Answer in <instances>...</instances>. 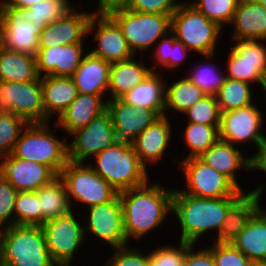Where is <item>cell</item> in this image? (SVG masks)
<instances>
[{
	"label": "cell",
	"mask_w": 266,
	"mask_h": 266,
	"mask_svg": "<svg viewBox=\"0 0 266 266\" xmlns=\"http://www.w3.org/2000/svg\"><path fill=\"white\" fill-rule=\"evenodd\" d=\"M173 191L156 184L148 186L147 182L118 193L127 240L130 236L140 238L163 222L168 211H172Z\"/></svg>",
	"instance_id": "cell-1"
},
{
	"label": "cell",
	"mask_w": 266,
	"mask_h": 266,
	"mask_svg": "<svg viewBox=\"0 0 266 266\" xmlns=\"http://www.w3.org/2000/svg\"><path fill=\"white\" fill-rule=\"evenodd\" d=\"M239 197L198 198L175 189L172 211L181 224L180 241L194 244L208 230H220L228 209Z\"/></svg>",
	"instance_id": "cell-2"
},
{
	"label": "cell",
	"mask_w": 266,
	"mask_h": 266,
	"mask_svg": "<svg viewBox=\"0 0 266 266\" xmlns=\"http://www.w3.org/2000/svg\"><path fill=\"white\" fill-rule=\"evenodd\" d=\"M0 266H56L41 226L13 225L3 229Z\"/></svg>",
	"instance_id": "cell-3"
},
{
	"label": "cell",
	"mask_w": 266,
	"mask_h": 266,
	"mask_svg": "<svg viewBox=\"0 0 266 266\" xmlns=\"http://www.w3.org/2000/svg\"><path fill=\"white\" fill-rule=\"evenodd\" d=\"M92 169L118 193L140 187L149 180L146 167L132 146L115 143L96 155Z\"/></svg>",
	"instance_id": "cell-4"
},
{
	"label": "cell",
	"mask_w": 266,
	"mask_h": 266,
	"mask_svg": "<svg viewBox=\"0 0 266 266\" xmlns=\"http://www.w3.org/2000/svg\"><path fill=\"white\" fill-rule=\"evenodd\" d=\"M47 123H28L15 143L12 155L50 167L60 175L68 163V145L54 137Z\"/></svg>",
	"instance_id": "cell-5"
},
{
	"label": "cell",
	"mask_w": 266,
	"mask_h": 266,
	"mask_svg": "<svg viewBox=\"0 0 266 266\" xmlns=\"http://www.w3.org/2000/svg\"><path fill=\"white\" fill-rule=\"evenodd\" d=\"M222 27L215 21L209 20L195 6L180 2L172 14L171 31L175 39L182 42L189 50H196L207 58L214 55L217 37Z\"/></svg>",
	"instance_id": "cell-6"
},
{
	"label": "cell",
	"mask_w": 266,
	"mask_h": 266,
	"mask_svg": "<svg viewBox=\"0 0 266 266\" xmlns=\"http://www.w3.org/2000/svg\"><path fill=\"white\" fill-rule=\"evenodd\" d=\"M108 15L120 27L133 54L136 50H146L171 31L172 15L138 13L127 8L113 10Z\"/></svg>",
	"instance_id": "cell-7"
},
{
	"label": "cell",
	"mask_w": 266,
	"mask_h": 266,
	"mask_svg": "<svg viewBox=\"0 0 266 266\" xmlns=\"http://www.w3.org/2000/svg\"><path fill=\"white\" fill-rule=\"evenodd\" d=\"M66 186L68 200L74 198L89 206L112 201L118 192L99 176L91 166L68 161L59 175Z\"/></svg>",
	"instance_id": "cell-8"
},
{
	"label": "cell",
	"mask_w": 266,
	"mask_h": 266,
	"mask_svg": "<svg viewBox=\"0 0 266 266\" xmlns=\"http://www.w3.org/2000/svg\"><path fill=\"white\" fill-rule=\"evenodd\" d=\"M41 228L54 264L70 266L74 252L82 244L85 236V229L77 222L72 210L66 215L45 221Z\"/></svg>",
	"instance_id": "cell-9"
},
{
	"label": "cell",
	"mask_w": 266,
	"mask_h": 266,
	"mask_svg": "<svg viewBox=\"0 0 266 266\" xmlns=\"http://www.w3.org/2000/svg\"><path fill=\"white\" fill-rule=\"evenodd\" d=\"M0 103L5 111L28 123H45L41 77L28 82H0Z\"/></svg>",
	"instance_id": "cell-10"
},
{
	"label": "cell",
	"mask_w": 266,
	"mask_h": 266,
	"mask_svg": "<svg viewBox=\"0 0 266 266\" xmlns=\"http://www.w3.org/2000/svg\"><path fill=\"white\" fill-rule=\"evenodd\" d=\"M187 178L188 194L198 198H221L241 196L240 190L228 177L205 164L199 158L184 159L181 162Z\"/></svg>",
	"instance_id": "cell-11"
},
{
	"label": "cell",
	"mask_w": 266,
	"mask_h": 266,
	"mask_svg": "<svg viewBox=\"0 0 266 266\" xmlns=\"http://www.w3.org/2000/svg\"><path fill=\"white\" fill-rule=\"evenodd\" d=\"M71 135L76 138L68 144V161L76 163H85L90 155L96 156L116 143L115 130L107 110Z\"/></svg>",
	"instance_id": "cell-12"
},
{
	"label": "cell",
	"mask_w": 266,
	"mask_h": 266,
	"mask_svg": "<svg viewBox=\"0 0 266 266\" xmlns=\"http://www.w3.org/2000/svg\"><path fill=\"white\" fill-rule=\"evenodd\" d=\"M115 130L116 143L133 146L135 138L160 115L154 109L133 107L121 99L106 100Z\"/></svg>",
	"instance_id": "cell-13"
},
{
	"label": "cell",
	"mask_w": 266,
	"mask_h": 266,
	"mask_svg": "<svg viewBox=\"0 0 266 266\" xmlns=\"http://www.w3.org/2000/svg\"><path fill=\"white\" fill-rule=\"evenodd\" d=\"M262 113L253 106L221 113L219 139L231 144L253 141L258 147L266 138L260 133Z\"/></svg>",
	"instance_id": "cell-14"
},
{
	"label": "cell",
	"mask_w": 266,
	"mask_h": 266,
	"mask_svg": "<svg viewBox=\"0 0 266 266\" xmlns=\"http://www.w3.org/2000/svg\"><path fill=\"white\" fill-rule=\"evenodd\" d=\"M233 45L226 78L260 84L266 73V47L259 40H240Z\"/></svg>",
	"instance_id": "cell-15"
},
{
	"label": "cell",
	"mask_w": 266,
	"mask_h": 266,
	"mask_svg": "<svg viewBox=\"0 0 266 266\" xmlns=\"http://www.w3.org/2000/svg\"><path fill=\"white\" fill-rule=\"evenodd\" d=\"M4 48L36 56L42 30L23 19V8L2 6Z\"/></svg>",
	"instance_id": "cell-16"
},
{
	"label": "cell",
	"mask_w": 266,
	"mask_h": 266,
	"mask_svg": "<svg viewBox=\"0 0 266 266\" xmlns=\"http://www.w3.org/2000/svg\"><path fill=\"white\" fill-rule=\"evenodd\" d=\"M94 25L97 26L95 39L99 47L90 51L92 55L110 64L134 57L120 27L108 14L93 13L88 24V33Z\"/></svg>",
	"instance_id": "cell-17"
},
{
	"label": "cell",
	"mask_w": 266,
	"mask_h": 266,
	"mask_svg": "<svg viewBox=\"0 0 266 266\" xmlns=\"http://www.w3.org/2000/svg\"><path fill=\"white\" fill-rule=\"evenodd\" d=\"M85 231L101 238L113 248L127 246L123 227V211L119 194L110 202L89 207V223Z\"/></svg>",
	"instance_id": "cell-18"
},
{
	"label": "cell",
	"mask_w": 266,
	"mask_h": 266,
	"mask_svg": "<svg viewBox=\"0 0 266 266\" xmlns=\"http://www.w3.org/2000/svg\"><path fill=\"white\" fill-rule=\"evenodd\" d=\"M0 165L2 176L18 191H36L58 175L48 166L34 161L4 156Z\"/></svg>",
	"instance_id": "cell-19"
},
{
	"label": "cell",
	"mask_w": 266,
	"mask_h": 266,
	"mask_svg": "<svg viewBox=\"0 0 266 266\" xmlns=\"http://www.w3.org/2000/svg\"><path fill=\"white\" fill-rule=\"evenodd\" d=\"M93 13L70 11L63 18L48 24L39 37V48L82 43L88 34V24Z\"/></svg>",
	"instance_id": "cell-20"
},
{
	"label": "cell",
	"mask_w": 266,
	"mask_h": 266,
	"mask_svg": "<svg viewBox=\"0 0 266 266\" xmlns=\"http://www.w3.org/2000/svg\"><path fill=\"white\" fill-rule=\"evenodd\" d=\"M82 46V43H76L39 48L35 56L39 76L42 71V76L72 77L84 58Z\"/></svg>",
	"instance_id": "cell-21"
},
{
	"label": "cell",
	"mask_w": 266,
	"mask_h": 266,
	"mask_svg": "<svg viewBox=\"0 0 266 266\" xmlns=\"http://www.w3.org/2000/svg\"><path fill=\"white\" fill-rule=\"evenodd\" d=\"M262 190L260 186L248 194L243 193L230 206L219 230L218 243H232L244 229L252 215L260 208L258 202L261 198Z\"/></svg>",
	"instance_id": "cell-22"
},
{
	"label": "cell",
	"mask_w": 266,
	"mask_h": 266,
	"mask_svg": "<svg viewBox=\"0 0 266 266\" xmlns=\"http://www.w3.org/2000/svg\"><path fill=\"white\" fill-rule=\"evenodd\" d=\"M231 23L236 41L266 40V9L256 0H240Z\"/></svg>",
	"instance_id": "cell-23"
},
{
	"label": "cell",
	"mask_w": 266,
	"mask_h": 266,
	"mask_svg": "<svg viewBox=\"0 0 266 266\" xmlns=\"http://www.w3.org/2000/svg\"><path fill=\"white\" fill-rule=\"evenodd\" d=\"M169 124L166 115L160 116L135 138L132 147L145 167L147 161L156 163L162 158L170 140Z\"/></svg>",
	"instance_id": "cell-24"
},
{
	"label": "cell",
	"mask_w": 266,
	"mask_h": 266,
	"mask_svg": "<svg viewBox=\"0 0 266 266\" xmlns=\"http://www.w3.org/2000/svg\"><path fill=\"white\" fill-rule=\"evenodd\" d=\"M110 63L87 53L72 75L78 93L104 95L109 87Z\"/></svg>",
	"instance_id": "cell-25"
},
{
	"label": "cell",
	"mask_w": 266,
	"mask_h": 266,
	"mask_svg": "<svg viewBox=\"0 0 266 266\" xmlns=\"http://www.w3.org/2000/svg\"><path fill=\"white\" fill-rule=\"evenodd\" d=\"M232 244L252 263L266 262V213L262 212L261 207L252 215Z\"/></svg>",
	"instance_id": "cell-26"
},
{
	"label": "cell",
	"mask_w": 266,
	"mask_h": 266,
	"mask_svg": "<svg viewBox=\"0 0 266 266\" xmlns=\"http://www.w3.org/2000/svg\"><path fill=\"white\" fill-rule=\"evenodd\" d=\"M106 110V101L100 95L81 94L58 117L57 125L69 134L86 126Z\"/></svg>",
	"instance_id": "cell-27"
},
{
	"label": "cell",
	"mask_w": 266,
	"mask_h": 266,
	"mask_svg": "<svg viewBox=\"0 0 266 266\" xmlns=\"http://www.w3.org/2000/svg\"><path fill=\"white\" fill-rule=\"evenodd\" d=\"M199 159L224 174L242 190L237 183L235 172L242 167L249 169L250 158H244L239 149L235 148V145L218 139Z\"/></svg>",
	"instance_id": "cell-28"
},
{
	"label": "cell",
	"mask_w": 266,
	"mask_h": 266,
	"mask_svg": "<svg viewBox=\"0 0 266 266\" xmlns=\"http://www.w3.org/2000/svg\"><path fill=\"white\" fill-rule=\"evenodd\" d=\"M41 84L47 123L51 114L59 117L79 93L72 77L41 76Z\"/></svg>",
	"instance_id": "cell-29"
},
{
	"label": "cell",
	"mask_w": 266,
	"mask_h": 266,
	"mask_svg": "<svg viewBox=\"0 0 266 266\" xmlns=\"http://www.w3.org/2000/svg\"><path fill=\"white\" fill-rule=\"evenodd\" d=\"M165 84L152 71L141 83L120 99L135 107L154 109L160 116L165 115Z\"/></svg>",
	"instance_id": "cell-30"
},
{
	"label": "cell",
	"mask_w": 266,
	"mask_h": 266,
	"mask_svg": "<svg viewBox=\"0 0 266 266\" xmlns=\"http://www.w3.org/2000/svg\"><path fill=\"white\" fill-rule=\"evenodd\" d=\"M152 71L143 63L134 61L133 57L111 64L108 87L111 90V99H120L141 83Z\"/></svg>",
	"instance_id": "cell-31"
},
{
	"label": "cell",
	"mask_w": 266,
	"mask_h": 266,
	"mask_svg": "<svg viewBox=\"0 0 266 266\" xmlns=\"http://www.w3.org/2000/svg\"><path fill=\"white\" fill-rule=\"evenodd\" d=\"M39 77L35 56L0 49V82H28Z\"/></svg>",
	"instance_id": "cell-32"
},
{
	"label": "cell",
	"mask_w": 266,
	"mask_h": 266,
	"mask_svg": "<svg viewBox=\"0 0 266 266\" xmlns=\"http://www.w3.org/2000/svg\"><path fill=\"white\" fill-rule=\"evenodd\" d=\"M36 193L40 200L41 225L49 219L66 215L72 210L65 183L59 175L36 190Z\"/></svg>",
	"instance_id": "cell-33"
},
{
	"label": "cell",
	"mask_w": 266,
	"mask_h": 266,
	"mask_svg": "<svg viewBox=\"0 0 266 266\" xmlns=\"http://www.w3.org/2000/svg\"><path fill=\"white\" fill-rule=\"evenodd\" d=\"M67 0H41L27 8H23V19L33 22L34 26L43 30L48 24L63 18L73 8Z\"/></svg>",
	"instance_id": "cell-34"
},
{
	"label": "cell",
	"mask_w": 266,
	"mask_h": 266,
	"mask_svg": "<svg viewBox=\"0 0 266 266\" xmlns=\"http://www.w3.org/2000/svg\"><path fill=\"white\" fill-rule=\"evenodd\" d=\"M206 94L188 78L173 83L165 89V110L173 108L183 113L200 101Z\"/></svg>",
	"instance_id": "cell-35"
},
{
	"label": "cell",
	"mask_w": 266,
	"mask_h": 266,
	"mask_svg": "<svg viewBox=\"0 0 266 266\" xmlns=\"http://www.w3.org/2000/svg\"><path fill=\"white\" fill-rule=\"evenodd\" d=\"M249 84L250 83L241 80L231 78L225 79L224 84L216 94L217 103L221 113L243 108L252 104V95Z\"/></svg>",
	"instance_id": "cell-36"
},
{
	"label": "cell",
	"mask_w": 266,
	"mask_h": 266,
	"mask_svg": "<svg viewBox=\"0 0 266 266\" xmlns=\"http://www.w3.org/2000/svg\"><path fill=\"white\" fill-rule=\"evenodd\" d=\"M187 123L185 140L191 151L185 159L199 158L219 139V126Z\"/></svg>",
	"instance_id": "cell-37"
},
{
	"label": "cell",
	"mask_w": 266,
	"mask_h": 266,
	"mask_svg": "<svg viewBox=\"0 0 266 266\" xmlns=\"http://www.w3.org/2000/svg\"><path fill=\"white\" fill-rule=\"evenodd\" d=\"M15 225L41 226L40 200L36 191L18 192L14 206Z\"/></svg>",
	"instance_id": "cell-38"
},
{
	"label": "cell",
	"mask_w": 266,
	"mask_h": 266,
	"mask_svg": "<svg viewBox=\"0 0 266 266\" xmlns=\"http://www.w3.org/2000/svg\"><path fill=\"white\" fill-rule=\"evenodd\" d=\"M28 122L21 116L5 111L0 116V155H10Z\"/></svg>",
	"instance_id": "cell-39"
},
{
	"label": "cell",
	"mask_w": 266,
	"mask_h": 266,
	"mask_svg": "<svg viewBox=\"0 0 266 266\" xmlns=\"http://www.w3.org/2000/svg\"><path fill=\"white\" fill-rule=\"evenodd\" d=\"M240 0H199L191 3L209 20L215 21L221 27L231 23Z\"/></svg>",
	"instance_id": "cell-40"
},
{
	"label": "cell",
	"mask_w": 266,
	"mask_h": 266,
	"mask_svg": "<svg viewBox=\"0 0 266 266\" xmlns=\"http://www.w3.org/2000/svg\"><path fill=\"white\" fill-rule=\"evenodd\" d=\"M189 122L208 126H220L221 111L216 96L206 95L185 112Z\"/></svg>",
	"instance_id": "cell-41"
},
{
	"label": "cell",
	"mask_w": 266,
	"mask_h": 266,
	"mask_svg": "<svg viewBox=\"0 0 266 266\" xmlns=\"http://www.w3.org/2000/svg\"><path fill=\"white\" fill-rule=\"evenodd\" d=\"M195 71V72H194ZM188 79L193 82L206 95L216 96L221 86L224 84L226 75L217 74V70L211 65L197 66Z\"/></svg>",
	"instance_id": "cell-42"
},
{
	"label": "cell",
	"mask_w": 266,
	"mask_h": 266,
	"mask_svg": "<svg viewBox=\"0 0 266 266\" xmlns=\"http://www.w3.org/2000/svg\"><path fill=\"white\" fill-rule=\"evenodd\" d=\"M179 248L161 247L148 255V266H183L187 250L193 245L179 242Z\"/></svg>",
	"instance_id": "cell-43"
},
{
	"label": "cell",
	"mask_w": 266,
	"mask_h": 266,
	"mask_svg": "<svg viewBox=\"0 0 266 266\" xmlns=\"http://www.w3.org/2000/svg\"><path fill=\"white\" fill-rule=\"evenodd\" d=\"M215 266H252L253 263L232 243L214 242L209 249Z\"/></svg>",
	"instance_id": "cell-44"
},
{
	"label": "cell",
	"mask_w": 266,
	"mask_h": 266,
	"mask_svg": "<svg viewBox=\"0 0 266 266\" xmlns=\"http://www.w3.org/2000/svg\"><path fill=\"white\" fill-rule=\"evenodd\" d=\"M17 193L18 191L0 173V228L5 229L15 225L16 216L13 212Z\"/></svg>",
	"instance_id": "cell-45"
},
{
	"label": "cell",
	"mask_w": 266,
	"mask_h": 266,
	"mask_svg": "<svg viewBox=\"0 0 266 266\" xmlns=\"http://www.w3.org/2000/svg\"><path fill=\"white\" fill-rule=\"evenodd\" d=\"M175 0H131L127 9L138 13H154L172 15L180 3Z\"/></svg>",
	"instance_id": "cell-46"
},
{
	"label": "cell",
	"mask_w": 266,
	"mask_h": 266,
	"mask_svg": "<svg viewBox=\"0 0 266 266\" xmlns=\"http://www.w3.org/2000/svg\"><path fill=\"white\" fill-rule=\"evenodd\" d=\"M113 257L105 266H148V256H143L138 250L128 249L127 246L114 248Z\"/></svg>",
	"instance_id": "cell-47"
},
{
	"label": "cell",
	"mask_w": 266,
	"mask_h": 266,
	"mask_svg": "<svg viewBox=\"0 0 266 266\" xmlns=\"http://www.w3.org/2000/svg\"><path fill=\"white\" fill-rule=\"evenodd\" d=\"M194 245L187 250L183 266H215L213 255L209 248L193 252Z\"/></svg>",
	"instance_id": "cell-48"
},
{
	"label": "cell",
	"mask_w": 266,
	"mask_h": 266,
	"mask_svg": "<svg viewBox=\"0 0 266 266\" xmlns=\"http://www.w3.org/2000/svg\"><path fill=\"white\" fill-rule=\"evenodd\" d=\"M188 49L185 47V45L175 40L173 44L170 45V52H169V69L171 68H177L180 66V64L185 60V55Z\"/></svg>",
	"instance_id": "cell-49"
},
{
	"label": "cell",
	"mask_w": 266,
	"mask_h": 266,
	"mask_svg": "<svg viewBox=\"0 0 266 266\" xmlns=\"http://www.w3.org/2000/svg\"><path fill=\"white\" fill-rule=\"evenodd\" d=\"M175 35L171 36L169 38H163L162 41H160L159 46L156 51V59L158 60V64L162 65L169 69V52H170V45L174 43L175 41Z\"/></svg>",
	"instance_id": "cell-50"
},
{
	"label": "cell",
	"mask_w": 266,
	"mask_h": 266,
	"mask_svg": "<svg viewBox=\"0 0 266 266\" xmlns=\"http://www.w3.org/2000/svg\"><path fill=\"white\" fill-rule=\"evenodd\" d=\"M98 2L97 14H108L116 9L127 8L131 0H99Z\"/></svg>",
	"instance_id": "cell-51"
},
{
	"label": "cell",
	"mask_w": 266,
	"mask_h": 266,
	"mask_svg": "<svg viewBox=\"0 0 266 266\" xmlns=\"http://www.w3.org/2000/svg\"><path fill=\"white\" fill-rule=\"evenodd\" d=\"M258 153L250 158V169H260L266 172V138L258 146Z\"/></svg>",
	"instance_id": "cell-52"
},
{
	"label": "cell",
	"mask_w": 266,
	"mask_h": 266,
	"mask_svg": "<svg viewBox=\"0 0 266 266\" xmlns=\"http://www.w3.org/2000/svg\"><path fill=\"white\" fill-rule=\"evenodd\" d=\"M41 0H8L4 1L2 6H16L20 8H27Z\"/></svg>",
	"instance_id": "cell-53"
},
{
	"label": "cell",
	"mask_w": 266,
	"mask_h": 266,
	"mask_svg": "<svg viewBox=\"0 0 266 266\" xmlns=\"http://www.w3.org/2000/svg\"><path fill=\"white\" fill-rule=\"evenodd\" d=\"M3 31H4L3 17H2L1 11H0V49L4 48Z\"/></svg>",
	"instance_id": "cell-54"
},
{
	"label": "cell",
	"mask_w": 266,
	"mask_h": 266,
	"mask_svg": "<svg viewBox=\"0 0 266 266\" xmlns=\"http://www.w3.org/2000/svg\"><path fill=\"white\" fill-rule=\"evenodd\" d=\"M260 85L264 88L265 92H266V73L264 74V76L262 77L261 81H260Z\"/></svg>",
	"instance_id": "cell-55"
},
{
	"label": "cell",
	"mask_w": 266,
	"mask_h": 266,
	"mask_svg": "<svg viewBox=\"0 0 266 266\" xmlns=\"http://www.w3.org/2000/svg\"><path fill=\"white\" fill-rule=\"evenodd\" d=\"M259 5H262L266 9V0H256Z\"/></svg>",
	"instance_id": "cell-56"
},
{
	"label": "cell",
	"mask_w": 266,
	"mask_h": 266,
	"mask_svg": "<svg viewBox=\"0 0 266 266\" xmlns=\"http://www.w3.org/2000/svg\"><path fill=\"white\" fill-rule=\"evenodd\" d=\"M252 266H266V262L265 263H253Z\"/></svg>",
	"instance_id": "cell-57"
},
{
	"label": "cell",
	"mask_w": 266,
	"mask_h": 266,
	"mask_svg": "<svg viewBox=\"0 0 266 266\" xmlns=\"http://www.w3.org/2000/svg\"><path fill=\"white\" fill-rule=\"evenodd\" d=\"M5 112L2 104L0 103V116Z\"/></svg>",
	"instance_id": "cell-58"
},
{
	"label": "cell",
	"mask_w": 266,
	"mask_h": 266,
	"mask_svg": "<svg viewBox=\"0 0 266 266\" xmlns=\"http://www.w3.org/2000/svg\"><path fill=\"white\" fill-rule=\"evenodd\" d=\"M2 234H3V228H0V249H1Z\"/></svg>",
	"instance_id": "cell-59"
},
{
	"label": "cell",
	"mask_w": 266,
	"mask_h": 266,
	"mask_svg": "<svg viewBox=\"0 0 266 266\" xmlns=\"http://www.w3.org/2000/svg\"><path fill=\"white\" fill-rule=\"evenodd\" d=\"M2 5H3V0L0 2V11H1Z\"/></svg>",
	"instance_id": "cell-60"
}]
</instances>
